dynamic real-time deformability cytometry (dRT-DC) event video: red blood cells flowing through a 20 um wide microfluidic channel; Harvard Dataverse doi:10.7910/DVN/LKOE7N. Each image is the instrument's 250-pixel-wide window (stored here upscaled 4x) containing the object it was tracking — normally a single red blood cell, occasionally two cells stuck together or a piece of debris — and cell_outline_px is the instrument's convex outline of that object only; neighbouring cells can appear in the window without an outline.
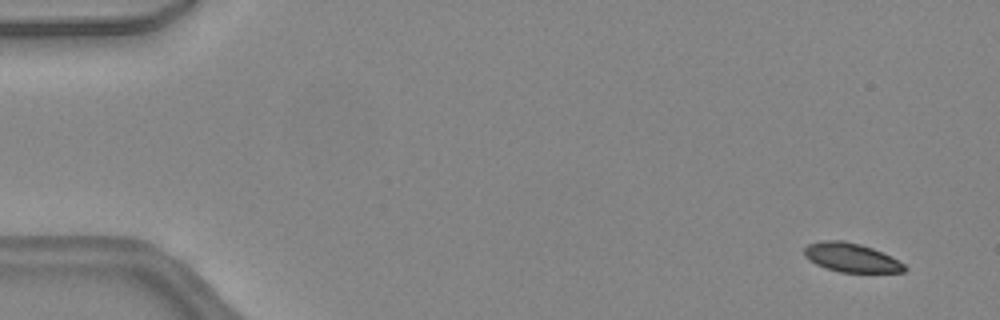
{"species": "common noctule bat (a hibernating species)", "species_latin": "Nyctalus noctula", "temperature_condition": "warm", "stored_images_in_passage": 49, "camera_frame_rate_fps": 3000, "um_per_image_px": 0.085, "animal": {"sex": "female", "body_mass_g": 24.6, "forearm_length_mm": 56.2}, "frame": {"image": 1, "passage_image": 4, "time_ms": 1.0, "image_size_px": [1000, 320], "cell_outline_px": [[908, 268], [904, 272], [840, 272], [824, 268], [808, 260], [804, 256], [804, 248], [808, 244], [824, 240], [844, 240], [860, 244], [872, 248], [904, 264]], "centroid_in_image_um": [72.3, 21.89], "position_along_channel_um": 12.7, "area_um2": 16.82}}
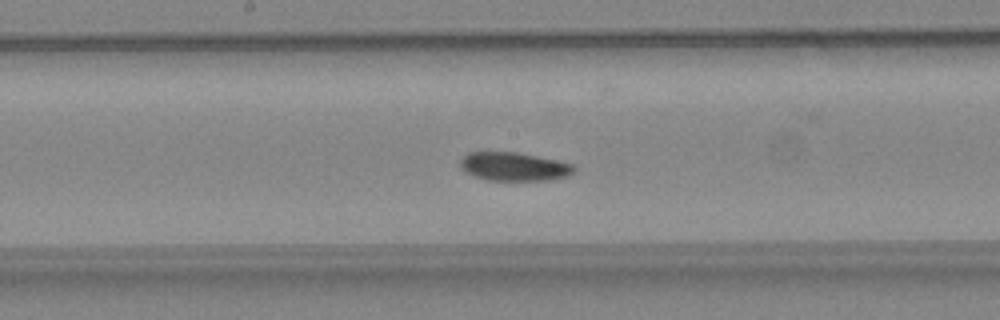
{"frame": {"image": 2, "passage_image": 26, "time_ms": 8.333, "image_size_px": [1000, 320], "cell_outline_px": [[576, 168], [568, 176], [548, 180], [488, 180], [476, 176], [460, 168], [460, 160], [468, 152], [516, 152], [556, 160], [572, 164]], "centroid_in_image_um": [43.68, 14.15], "position_along_channel_um": 204.5, "area_um2": 18.67}}
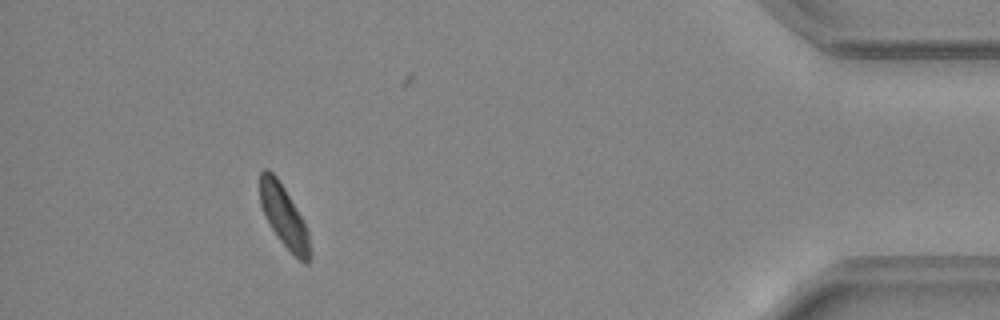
{"frame": {"image": 3, "passage_image": 44, "time_ms": 14.333, "image_size_px": [1000, 320], "cell_outline_px": [[312, 256], [308, 264], [304, 264], [280, 240], [272, 228], [260, 204], [260, 172], [264, 168], [268, 168], [276, 176], [284, 188], [296, 208], [308, 232], [312, 252]], "centroid_in_image_um": [24.15, 18.4], "position_along_channel_um": 411.0, "area_um2": 17.63}, "authors_computed_cell_mechanics": {"area_um2": 18.6694, "velocity_mm_per_s": 4.4421, "shape_relaxation_time_tau1_ms": 3.1604, "shape_relaxation_time_tau2_ms": 2.7249, "deformation_change_tau1": 0.0873, "deformation_change_tau2": 0.057}}